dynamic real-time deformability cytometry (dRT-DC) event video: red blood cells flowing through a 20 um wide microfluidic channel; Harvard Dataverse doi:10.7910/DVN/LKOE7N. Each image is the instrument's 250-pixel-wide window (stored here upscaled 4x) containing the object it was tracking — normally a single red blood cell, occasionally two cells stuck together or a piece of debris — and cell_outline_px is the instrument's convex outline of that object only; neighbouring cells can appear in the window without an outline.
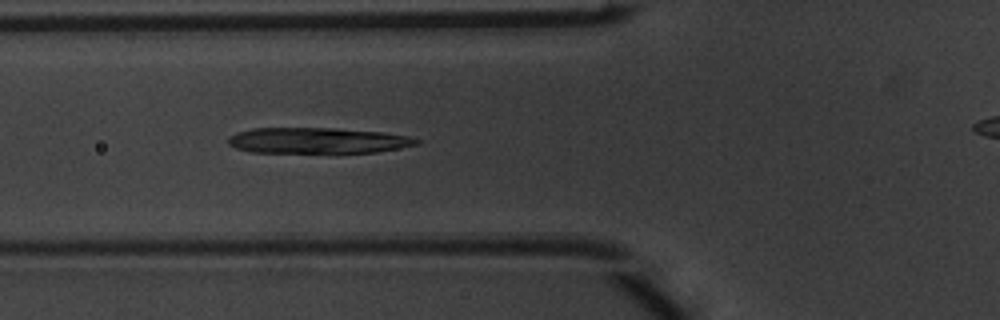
{"species": "common noctule bat (a hibernating species)", "species_latin": "Nyctalus noctula", "temperature_condition": "warm", "stored_images_in_passage": 46, "camera_frame_rate_fps": 3000, "um_per_image_px": 0.085, "animal": {"sex": "male", "body_mass_g": 20.1, "forearm_length_mm": 53.5}, "frame": {"image": 1, "passage_image": 19, "time_ms": 6.0, "image_size_px": [1000, 320], "cell_outline_px": [[420, 140], [416, 144], [376, 152], [252, 152], [236, 148], [228, 144], [228, 136], [236, 132], [252, 128], [336, 128], [380, 132], [408, 136]], "centroid_in_image_um": [26.91, 11.93], "position_along_channel_um": 98.9, "area_um2": 27.98}}
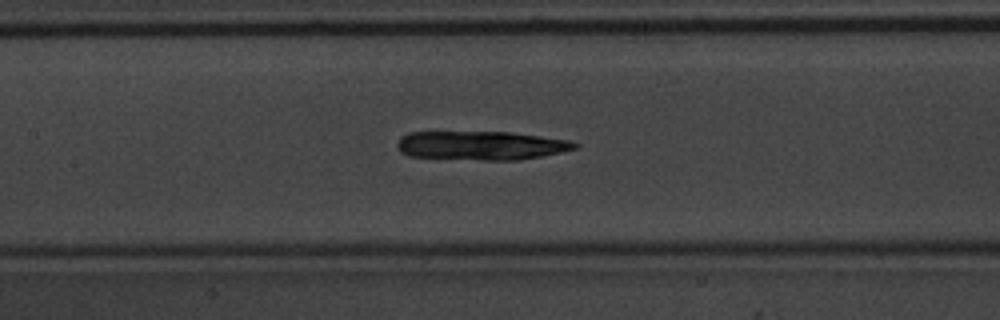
{"frame": {"image": 2, "passage_image": 24, "time_ms": 7.667, "image_size_px": [1000, 320], "cell_outline_px": [[580, 144], [576, 148], [560, 152], [520, 160], [484, 160], [408, 156], [400, 152], [396, 148], [396, 144], [400, 136], [408, 132], [512, 132], [568, 140]], "centroid_in_image_um": [40.84, 12.36], "position_along_channel_um": 166.6, "area_um2": 29.94}}
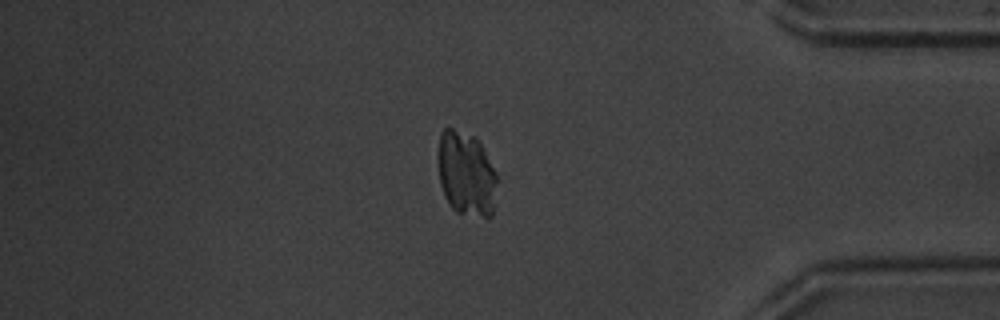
{"frame": {"image": 3, "passage_image": 43, "time_ms": 14.0, "image_size_px": [1000, 320], "cell_outline_px": [[496, 180], [492, 216], [484, 216], [456, 212], [452, 208], [444, 196], [440, 184], [440, 132], [444, 128], [452, 128], [476, 136], [496, 172]], "centroid_in_image_um": [39.63, 14.76], "position_along_channel_um": 395.6, "area_um2": 28.44}}